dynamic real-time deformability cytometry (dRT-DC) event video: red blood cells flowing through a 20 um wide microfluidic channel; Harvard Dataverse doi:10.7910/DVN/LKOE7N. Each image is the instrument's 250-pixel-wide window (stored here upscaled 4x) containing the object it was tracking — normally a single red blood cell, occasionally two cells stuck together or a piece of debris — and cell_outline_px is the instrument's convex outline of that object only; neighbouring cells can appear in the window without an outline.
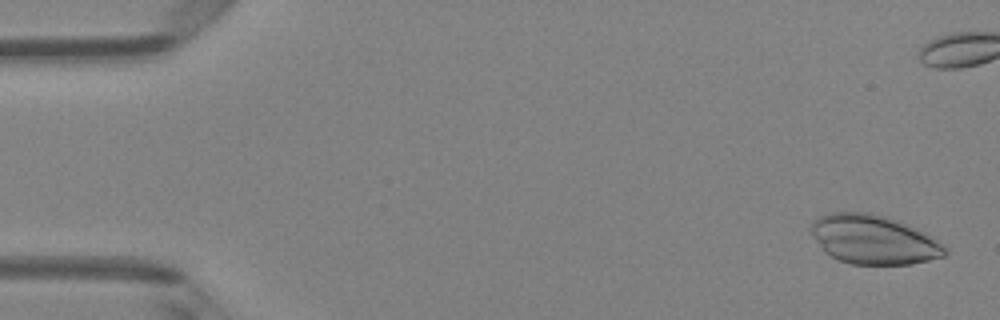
{"species": "Egyptian fruit bat (a non-hibernating species)", "species_latin": "Rousettus aegyptiacus", "temperature_condition": "room temperature", "stored_images_in_passage": 7, "segment_of_instrument_passage": [1, 2], "camera_frame_rate_fps": 3000, "um_per_image_px": 0.085, "animal": {"sex": "female"}, "frame": {"image": 1, "passage_image": 1, "time_ms": 0.0, "image_size_px": [1000, 320], "cell_outline_px": [[948, 252], [944, 256], [912, 264], [848, 264], [824, 252], [812, 232], [812, 220], [828, 212], [872, 212], [888, 216], [916, 228], [932, 236], [944, 244], [948, 248]], "centroid_in_image_um": [74.29, 20.35], "position_along_channel_um": 10.7, "area_um2": 38.49}}